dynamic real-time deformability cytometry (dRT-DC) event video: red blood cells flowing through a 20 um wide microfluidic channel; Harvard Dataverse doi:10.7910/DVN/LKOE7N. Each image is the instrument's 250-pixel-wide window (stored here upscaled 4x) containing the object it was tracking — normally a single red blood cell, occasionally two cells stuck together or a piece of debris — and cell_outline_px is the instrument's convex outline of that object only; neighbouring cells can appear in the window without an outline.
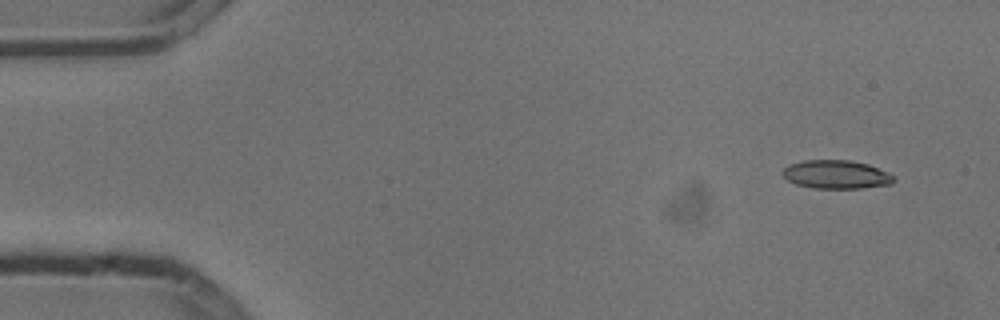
{"species": "common noctule bat (a hibernating species)", "species_latin": "Nyctalus noctula", "temperature_condition": "cold", "stored_images_in_passage": 4, "camera_frame_rate_fps": 3000, "um_per_image_px": 0.085, "animal": {"sex": "male", "body_mass_g": 13.3}, "frame": {"image": 1, "passage_image": 1, "time_ms": 0.0, "image_size_px": [1000, 320], "cell_outline_px": [[896, 180], [892, 184], [860, 188], [812, 188], [796, 184], [788, 180], [780, 172], [788, 164], [804, 160], [848, 160], [868, 164], [888, 172], [896, 176]], "centroid_in_image_um": [71.09, 14.83], "position_along_channel_um": 13.9, "area_um2": 18.61}}
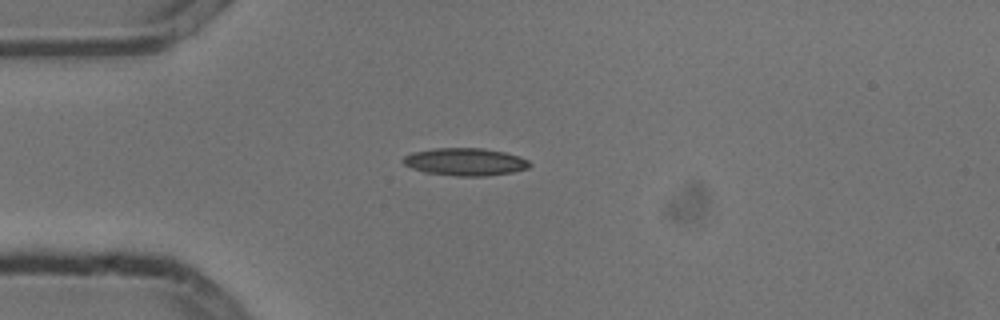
{"frame": {"image": 2, "passage_image": 4, "time_ms": 1.0, "image_size_px": [1000, 320], "cell_outline_px": [[532, 164], [528, 168], [512, 172], [484, 176], [456, 176], [424, 172], [412, 168], [404, 164], [400, 160], [404, 156], [412, 152], [436, 148], [484, 148], [504, 152], [520, 156], [528, 160]], "centroid_in_image_um": [39.53, 13.75], "position_along_channel_um": 45.5, "area_um2": 20.4}}